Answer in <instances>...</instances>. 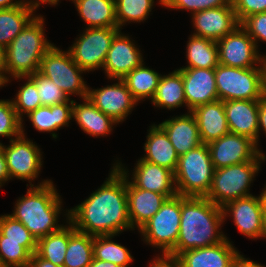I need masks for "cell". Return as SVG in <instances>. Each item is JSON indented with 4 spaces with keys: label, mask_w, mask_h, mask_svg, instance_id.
Listing matches in <instances>:
<instances>
[{
    "label": "cell",
    "mask_w": 266,
    "mask_h": 267,
    "mask_svg": "<svg viewBox=\"0 0 266 267\" xmlns=\"http://www.w3.org/2000/svg\"><path fill=\"white\" fill-rule=\"evenodd\" d=\"M107 180L84 200L65 214L80 232L92 236L118 235L133 230L127 206V176L115 165Z\"/></svg>",
    "instance_id": "obj_1"
},
{
    "label": "cell",
    "mask_w": 266,
    "mask_h": 267,
    "mask_svg": "<svg viewBox=\"0 0 266 267\" xmlns=\"http://www.w3.org/2000/svg\"><path fill=\"white\" fill-rule=\"evenodd\" d=\"M223 210L205 197L181 196L180 230L175 247L167 254L181 253L219 244L226 239L221 230Z\"/></svg>",
    "instance_id": "obj_2"
},
{
    "label": "cell",
    "mask_w": 266,
    "mask_h": 267,
    "mask_svg": "<svg viewBox=\"0 0 266 267\" xmlns=\"http://www.w3.org/2000/svg\"><path fill=\"white\" fill-rule=\"evenodd\" d=\"M56 190L53 182L47 179L37 186H30L26 195L16 201L13 213L9 214L20 221L36 240L65 226L58 224L62 199Z\"/></svg>",
    "instance_id": "obj_3"
},
{
    "label": "cell",
    "mask_w": 266,
    "mask_h": 267,
    "mask_svg": "<svg viewBox=\"0 0 266 267\" xmlns=\"http://www.w3.org/2000/svg\"><path fill=\"white\" fill-rule=\"evenodd\" d=\"M44 33V18L36 15L4 49L6 83L10 81L9 76L27 77L39 71L43 56L54 45L45 38Z\"/></svg>",
    "instance_id": "obj_4"
},
{
    "label": "cell",
    "mask_w": 266,
    "mask_h": 267,
    "mask_svg": "<svg viewBox=\"0 0 266 267\" xmlns=\"http://www.w3.org/2000/svg\"><path fill=\"white\" fill-rule=\"evenodd\" d=\"M214 172L207 144L180 155L174 172L177 195L205 197L210 190Z\"/></svg>",
    "instance_id": "obj_5"
},
{
    "label": "cell",
    "mask_w": 266,
    "mask_h": 267,
    "mask_svg": "<svg viewBox=\"0 0 266 267\" xmlns=\"http://www.w3.org/2000/svg\"><path fill=\"white\" fill-rule=\"evenodd\" d=\"M261 163L262 161H246L215 169L210 190L205 198L222 208L231 201L252 195L249 187L260 170Z\"/></svg>",
    "instance_id": "obj_6"
},
{
    "label": "cell",
    "mask_w": 266,
    "mask_h": 267,
    "mask_svg": "<svg viewBox=\"0 0 266 267\" xmlns=\"http://www.w3.org/2000/svg\"><path fill=\"white\" fill-rule=\"evenodd\" d=\"M215 79L221 101L259 100L266 93L261 67L237 68L218 64Z\"/></svg>",
    "instance_id": "obj_7"
},
{
    "label": "cell",
    "mask_w": 266,
    "mask_h": 267,
    "mask_svg": "<svg viewBox=\"0 0 266 267\" xmlns=\"http://www.w3.org/2000/svg\"><path fill=\"white\" fill-rule=\"evenodd\" d=\"M181 195L168 198L160 210L151 217L138 231L145 243L161 248L162 255H167L176 245L180 230Z\"/></svg>",
    "instance_id": "obj_8"
},
{
    "label": "cell",
    "mask_w": 266,
    "mask_h": 267,
    "mask_svg": "<svg viewBox=\"0 0 266 267\" xmlns=\"http://www.w3.org/2000/svg\"><path fill=\"white\" fill-rule=\"evenodd\" d=\"M39 72L53 81L65 94L87 98L88 85L81 74L86 73L72 59L69 51H62L55 45L43 56Z\"/></svg>",
    "instance_id": "obj_9"
},
{
    "label": "cell",
    "mask_w": 266,
    "mask_h": 267,
    "mask_svg": "<svg viewBox=\"0 0 266 267\" xmlns=\"http://www.w3.org/2000/svg\"><path fill=\"white\" fill-rule=\"evenodd\" d=\"M119 31L117 27L86 28L68 49L73 61L87 72L103 68L112 40Z\"/></svg>",
    "instance_id": "obj_10"
},
{
    "label": "cell",
    "mask_w": 266,
    "mask_h": 267,
    "mask_svg": "<svg viewBox=\"0 0 266 267\" xmlns=\"http://www.w3.org/2000/svg\"><path fill=\"white\" fill-rule=\"evenodd\" d=\"M215 169L241 164L246 161H264L266 156L248 137L227 133L207 144Z\"/></svg>",
    "instance_id": "obj_11"
},
{
    "label": "cell",
    "mask_w": 266,
    "mask_h": 267,
    "mask_svg": "<svg viewBox=\"0 0 266 267\" xmlns=\"http://www.w3.org/2000/svg\"><path fill=\"white\" fill-rule=\"evenodd\" d=\"M22 125V134L10 140V145H3L10 179L28 180L31 183L38 177L42 167L40 148L30 139H26Z\"/></svg>",
    "instance_id": "obj_12"
},
{
    "label": "cell",
    "mask_w": 266,
    "mask_h": 267,
    "mask_svg": "<svg viewBox=\"0 0 266 267\" xmlns=\"http://www.w3.org/2000/svg\"><path fill=\"white\" fill-rule=\"evenodd\" d=\"M217 48L219 64L237 68L261 67V54L254 40L241 25L218 40Z\"/></svg>",
    "instance_id": "obj_13"
},
{
    "label": "cell",
    "mask_w": 266,
    "mask_h": 267,
    "mask_svg": "<svg viewBox=\"0 0 266 267\" xmlns=\"http://www.w3.org/2000/svg\"><path fill=\"white\" fill-rule=\"evenodd\" d=\"M99 89L88 88L87 98L104 114L118 124L131 113L137 101L122 79Z\"/></svg>",
    "instance_id": "obj_14"
},
{
    "label": "cell",
    "mask_w": 266,
    "mask_h": 267,
    "mask_svg": "<svg viewBox=\"0 0 266 267\" xmlns=\"http://www.w3.org/2000/svg\"><path fill=\"white\" fill-rule=\"evenodd\" d=\"M186 107L189 112L200 105L218 101L215 68H180Z\"/></svg>",
    "instance_id": "obj_15"
},
{
    "label": "cell",
    "mask_w": 266,
    "mask_h": 267,
    "mask_svg": "<svg viewBox=\"0 0 266 267\" xmlns=\"http://www.w3.org/2000/svg\"><path fill=\"white\" fill-rule=\"evenodd\" d=\"M224 219L233 217L240 233L249 239L262 238L263 205L260 196L249 195L231 201L222 207Z\"/></svg>",
    "instance_id": "obj_16"
},
{
    "label": "cell",
    "mask_w": 266,
    "mask_h": 267,
    "mask_svg": "<svg viewBox=\"0 0 266 267\" xmlns=\"http://www.w3.org/2000/svg\"><path fill=\"white\" fill-rule=\"evenodd\" d=\"M130 39L121 30L113 38L102 68L108 78L123 79L144 62L139 48Z\"/></svg>",
    "instance_id": "obj_17"
},
{
    "label": "cell",
    "mask_w": 266,
    "mask_h": 267,
    "mask_svg": "<svg viewBox=\"0 0 266 267\" xmlns=\"http://www.w3.org/2000/svg\"><path fill=\"white\" fill-rule=\"evenodd\" d=\"M127 176V206L128 216L132 229L138 230L153 217L168 199L164 194H160L145 189L136 188L129 181V171H126L120 162L115 164Z\"/></svg>",
    "instance_id": "obj_18"
},
{
    "label": "cell",
    "mask_w": 266,
    "mask_h": 267,
    "mask_svg": "<svg viewBox=\"0 0 266 267\" xmlns=\"http://www.w3.org/2000/svg\"><path fill=\"white\" fill-rule=\"evenodd\" d=\"M191 16L195 28L193 35L216 42L240 25L232 5L201 10Z\"/></svg>",
    "instance_id": "obj_19"
},
{
    "label": "cell",
    "mask_w": 266,
    "mask_h": 267,
    "mask_svg": "<svg viewBox=\"0 0 266 267\" xmlns=\"http://www.w3.org/2000/svg\"><path fill=\"white\" fill-rule=\"evenodd\" d=\"M132 176L130 182L136 188L164 194L168 198L177 195L174 172L165 167L149 163L140 158Z\"/></svg>",
    "instance_id": "obj_20"
},
{
    "label": "cell",
    "mask_w": 266,
    "mask_h": 267,
    "mask_svg": "<svg viewBox=\"0 0 266 267\" xmlns=\"http://www.w3.org/2000/svg\"><path fill=\"white\" fill-rule=\"evenodd\" d=\"M224 108L229 131L258 145V100H228Z\"/></svg>",
    "instance_id": "obj_21"
},
{
    "label": "cell",
    "mask_w": 266,
    "mask_h": 267,
    "mask_svg": "<svg viewBox=\"0 0 266 267\" xmlns=\"http://www.w3.org/2000/svg\"><path fill=\"white\" fill-rule=\"evenodd\" d=\"M238 253L239 251L226 237L219 244L187 250L177 259L183 267H229Z\"/></svg>",
    "instance_id": "obj_22"
},
{
    "label": "cell",
    "mask_w": 266,
    "mask_h": 267,
    "mask_svg": "<svg viewBox=\"0 0 266 267\" xmlns=\"http://www.w3.org/2000/svg\"><path fill=\"white\" fill-rule=\"evenodd\" d=\"M191 113L196 119L200 139L203 144H209L230 132L224 101L218 100L200 105L193 109Z\"/></svg>",
    "instance_id": "obj_23"
},
{
    "label": "cell",
    "mask_w": 266,
    "mask_h": 267,
    "mask_svg": "<svg viewBox=\"0 0 266 267\" xmlns=\"http://www.w3.org/2000/svg\"><path fill=\"white\" fill-rule=\"evenodd\" d=\"M159 126L166 132L179 156L203 144L191 112L165 120Z\"/></svg>",
    "instance_id": "obj_24"
},
{
    "label": "cell",
    "mask_w": 266,
    "mask_h": 267,
    "mask_svg": "<svg viewBox=\"0 0 266 267\" xmlns=\"http://www.w3.org/2000/svg\"><path fill=\"white\" fill-rule=\"evenodd\" d=\"M146 137L147 140L144 144L146 155L141 159L175 172L179 155L166 132L159 125L154 124L149 128Z\"/></svg>",
    "instance_id": "obj_25"
},
{
    "label": "cell",
    "mask_w": 266,
    "mask_h": 267,
    "mask_svg": "<svg viewBox=\"0 0 266 267\" xmlns=\"http://www.w3.org/2000/svg\"><path fill=\"white\" fill-rule=\"evenodd\" d=\"M73 114V100L51 106H41L30 112L27 117L33 127L39 132H52V137L56 139L58 134L54 131L61 127L69 126Z\"/></svg>",
    "instance_id": "obj_26"
},
{
    "label": "cell",
    "mask_w": 266,
    "mask_h": 267,
    "mask_svg": "<svg viewBox=\"0 0 266 267\" xmlns=\"http://www.w3.org/2000/svg\"><path fill=\"white\" fill-rule=\"evenodd\" d=\"M79 127L90 136H106L117 124L111 117L101 112L88 98L83 99L82 104H76L73 100V114Z\"/></svg>",
    "instance_id": "obj_27"
},
{
    "label": "cell",
    "mask_w": 266,
    "mask_h": 267,
    "mask_svg": "<svg viewBox=\"0 0 266 267\" xmlns=\"http://www.w3.org/2000/svg\"><path fill=\"white\" fill-rule=\"evenodd\" d=\"M86 28L117 27L115 0H71Z\"/></svg>",
    "instance_id": "obj_28"
},
{
    "label": "cell",
    "mask_w": 266,
    "mask_h": 267,
    "mask_svg": "<svg viewBox=\"0 0 266 267\" xmlns=\"http://www.w3.org/2000/svg\"><path fill=\"white\" fill-rule=\"evenodd\" d=\"M152 104L158 108L176 109L186 106L182 73L177 69L160 78Z\"/></svg>",
    "instance_id": "obj_29"
},
{
    "label": "cell",
    "mask_w": 266,
    "mask_h": 267,
    "mask_svg": "<svg viewBox=\"0 0 266 267\" xmlns=\"http://www.w3.org/2000/svg\"><path fill=\"white\" fill-rule=\"evenodd\" d=\"M68 246L63 267H89L93 254V236L80 232L67 221Z\"/></svg>",
    "instance_id": "obj_30"
},
{
    "label": "cell",
    "mask_w": 266,
    "mask_h": 267,
    "mask_svg": "<svg viewBox=\"0 0 266 267\" xmlns=\"http://www.w3.org/2000/svg\"><path fill=\"white\" fill-rule=\"evenodd\" d=\"M33 6L0 9V46L5 49L35 17Z\"/></svg>",
    "instance_id": "obj_31"
},
{
    "label": "cell",
    "mask_w": 266,
    "mask_h": 267,
    "mask_svg": "<svg viewBox=\"0 0 266 267\" xmlns=\"http://www.w3.org/2000/svg\"><path fill=\"white\" fill-rule=\"evenodd\" d=\"M186 49V58L189 65L181 68L211 69L219 64L216 41L191 35Z\"/></svg>",
    "instance_id": "obj_32"
},
{
    "label": "cell",
    "mask_w": 266,
    "mask_h": 267,
    "mask_svg": "<svg viewBox=\"0 0 266 267\" xmlns=\"http://www.w3.org/2000/svg\"><path fill=\"white\" fill-rule=\"evenodd\" d=\"M161 76V74L149 67L147 68L144 63H142L129 72L122 80L132 93L134 99L139 102L145 98L152 100Z\"/></svg>",
    "instance_id": "obj_33"
},
{
    "label": "cell",
    "mask_w": 266,
    "mask_h": 267,
    "mask_svg": "<svg viewBox=\"0 0 266 267\" xmlns=\"http://www.w3.org/2000/svg\"><path fill=\"white\" fill-rule=\"evenodd\" d=\"M68 246V226L37 240L36 254L54 265L63 267Z\"/></svg>",
    "instance_id": "obj_34"
},
{
    "label": "cell",
    "mask_w": 266,
    "mask_h": 267,
    "mask_svg": "<svg viewBox=\"0 0 266 267\" xmlns=\"http://www.w3.org/2000/svg\"><path fill=\"white\" fill-rule=\"evenodd\" d=\"M114 236L116 235L93 236L94 258L128 267L133 261V256L127 248L111 240Z\"/></svg>",
    "instance_id": "obj_35"
},
{
    "label": "cell",
    "mask_w": 266,
    "mask_h": 267,
    "mask_svg": "<svg viewBox=\"0 0 266 267\" xmlns=\"http://www.w3.org/2000/svg\"><path fill=\"white\" fill-rule=\"evenodd\" d=\"M36 249L37 242L4 241V236L0 233V257L6 267H28Z\"/></svg>",
    "instance_id": "obj_36"
},
{
    "label": "cell",
    "mask_w": 266,
    "mask_h": 267,
    "mask_svg": "<svg viewBox=\"0 0 266 267\" xmlns=\"http://www.w3.org/2000/svg\"><path fill=\"white\" fill-rule=\"evenodd\" d=\"M154 0H115L117 28L131 22H143L147 20Z\"/></svg>",
    "instance_id": "obj_37"
},
{
    "label": "cell",
    "mask_w": 266,
    "mask_h": 267,
    "mask_svg": "<svg viewBox=\"0 0 266 267\" xmlns=\"http://www.w3.org/2000/svg\"><path fill=\"white\" fill-rule=\"evenodd\" d=\"M15 79H27V82L24 83V86L18 90L16 98L12 100L14 109L22 120L23 125V114L28 115L30 112L36 110L38 107H41V99L38 95L36 88V83L29 77H15Z\"/></svg>",
    "instance_id": "obj_38"
},
{
    "label": "cell",
    "mask_w": 266,
    "mask_h": 267,
    "mask_svg": "<svg viewBox=\"0 0 266 267\" xmlns=\"http://www.w3.org/2000/svg\"><path fill=\"white\" fill-rule=\"evenodd\" d=\"M29 77L36 83L42 106L58 105L70 100L63 90L39 71Z\"/></svg>",
    "instance_id": "obj_39"
},
{
    "label": "cell",
    "mask_w": 266,
    "mask_h": 267,
    "mask_svg": "<svg viewBox=\"0 0 266 267\" xmlns=\"http://www.w3.org/2000/svg\"><path fill=\"white\" fill-rule=\"evenodd\" d=\"M21 134L22 120L17 115L12 100H0V136L12 140Z\"/></svg>",
    "instance_id": "obj_40"
},
{
    "label": "cell",
    "mask_w": 266,
    "mask_h": 267,
    "mask_svg": "<svg viewBox=\"0 0 266 267\" xmlns=\"http://www.w3.org/2000/svg\"><path fill=\"white\" fill-rule=\"evenodd\" d=\"M0 233L4 236V241L37 242L31 232L9 214L0 216Z\"/></svg>",
    "instance_id": "obj_41"
},
{
    "label": "cell",
    "mask_w": 266,
    "mask_h": 267,
    "mask_svg": "<svg viewBox=\"0 0 266 267\" xmlns=\"http://www.w3.org/2000/svg\"><path fill=\"white\" fill-rule=\"evenodd\" d=\"M159 4L169 9L189 10L191 14L205 9L232 5L231 0H159Z\"/></svg>",
    "instance_id": "obj_42"
},
{
    "label": "cell",
    "mask_w": 266,
    "mask_h": 267,
    "mask_svg": "<svg viewBox=\"0 0 266 267\" xmlns=\"http://www.w3.org/2000/svg\"><path fill=\"white\" fill-rule=\"evenodd\" d=\"M240 25L254 40L257 48L258 41L266 42V12L248 16Z\"/></svg>",
    "instance_id": "obj_43"
},
{
    "label": "cell",
    "mask_w": 266,
    "mask_h": 267,
    "mask_svg": "<svg viewBox=\"0 0 266 267\" xmlns=\"http://www.w3.org/2000/svg\"><path fill=\"white\" fill-rule=\"evenodd\" d=\"M231 3L240 24L248 16L266 12V0H231Z\"/></svg>",
    "instance_id": "obj_44"
},
{
    "label": "cell",
    "mask_w": 266,
    "mask_h": 267,
    "mask_svg": "<svg viewBox=\"0 0 266 267\" xmlns=\"http://www.w3.org/2000/svg\"><path fill=\"white\" fill-rule=\"evenodd\" d=\"M162 256V258L160 257ZM151 261L150 267H183L182 263L174 257L168 255H160Z\"/></svg>",
    "instance_id": "obj_45"
},
{
    "label": "cell",
    "mask_w": 266,
    "mask_h": 267,
    "mask_svg": "<svg viewBox=\"0 0 266 267\" xmlns=\"http://www.w3.org/2000/svg\"><path fill=\"white\" fill-rule=\"evenodd\" d=\"M262 129L266 134V93L258 100V141Z\"/></svg>",
    "instance_id": "obj_46"
},
{
    "label": "cell",
    "mask_w": 266,
    "mask_h": 267,
    "mask_svg": "<svg viewBox=\"0 0 266 267\" xmlns=\"http://www.w3.org/2000/svg\"><path fill=\"white\" fill-rule=\"evenodd\" d=\"M8 180H10V177L7 168L6 157L3 150V144L0 143V187H2V184Z\"/></svg>",
    "instance_id": "obj_47"
},
{
    "label": "cell",
    "mask_w": 266,
    "mask_h": 267,
    "mask_svg": "<svg viewBox=\"0 0 266 267\" xmlns=\"http://www.w3.org/2000/svg\"><path fill=\"white\" fill-rule=\"evenodd\" d=\"M229 267H265L262 264H258L248 258L243 257L240 253L233 259Z\"/></svg>",
    "instance_id": "obj_48"
},
{
    "label": "cell",
    "mask_w": 266,
    "mask_h": 267,
    "mask_svg": "<svg viewBox=\"0 0 266 267\" xmlns=\"http://www.w3.org/2000/svg\"><path fill=\"white\" fill-rule=\"evenodd\" d=\"M28 267H59L52 262L39 257L36 253L31 255Z\"/></svg>",
    "instance_id": "obj_49"
},
{
    "label": "cell",
    "mask_w": 266,
    "mask_h": 267,
    "mask_svg": "<svg viewBox=\"0 0 266 267\" xmlns=\"http://www.w3.org/2000/svg\"><path fill=\"white\" fill-rule=\"evenodd\" d=\"M0 0V9H5V8H14L17 6H31L30 1L26 0Z\"/></svg>",
    "instance_id": "obj_50"
},
{
    "label": "cell",
    "mask_w": 266,
    "mask_h": 267,
    "mask_svg": "<svg viewBox=\"0 0 266 267\" xmlns=\"http://www.w3.org/2000/svg\"><path fill=\"white\" fill-rule=\"evenodd\" d=\"M89 267H121V266L114 264L112 262L102 261V260L93 258Z\"/></svg>",
    "instance_id": "obj_51"
},
{
    "label": "cell",
    "mask_w": 266,
    "mask_h": 267,
    "mask_svg": "<svg viewBox=\"0 0 266 267\" xmlns=\"http://www.w3.org/2000/svg\"><path fill=\"white\" fill-rule=\"evenodd\" d=\"M29 1V0H28ZM59 0H30V5L35 7L36 9L39 7L40 4H49V5H55L58 4Z\"/></svg>",
    "instance_id": "obj_52"
},
{
    "label": "cell",
    "mask_w": 266,
    "mask_h": 267,
    "mask_svg": "<svg viewBox=\"0 0 266 267\" xmlns=\"http://www.w3.org/2000/svg\"><path fill=\"white\" fill-rule=\"evenodd\" d=\"M260 66L262 69L263 83H264V87L266 90V56L265 55L264 56L261 55Z\"/></svg>",
    "instance_id": "obj_53"
},
{
    "label": "cell",
    "mask_w": 266,
    "mask_h": 267,
    "mask_svg": "<svg viewBox=\"0 0 266 267\" xmlns=\"http://www.w3.org/2000/svg\"><path fill=\"white\" fill-rule=\"evenodd\" d=\"M0 76L4 79V49L0 46Z\"/></svg>",
    "instance_id": "obj_54"
},
{
    "label": "cell",
    "mask_w": 266,
    "mask_h": 267,
    "mask_svg": "<svg viewBox=\"0 0 266 267\" xmlns=\"http://www.w3.org/2000/svg\"><path fill=\"white\" fill-rule=\"evenodd\" d=\"M262 237L266 238V209L263 210L262 214Z\"/></svg>",
    "instance_id": "obj_55"
},
{
    "label": "cell",
    "mask_w": 266,
    "mask_h": 267,
    "mask_svg": "<svg viewBox=\"0 0 266 267\" xmlns=\"http://www.w3.org/2000/svg\"><path fill=\"white\" fill-rule=\"evenodd\" d=\"M260 197H261V200H262V205H263V208L266 209V186L265 188H263L262 192H260Z\"/></svg>",
    "instance_id": "obj_56"
},
{
    "label": "cell",
    "mask_w": 266,
    "mask_h": 267,
    "mask_svg": "<svg viewBox=\"0 0 266 267\" xmlns=\"http://www.w3.org/2000/svg\"><path fill=\"white\" fill-rule=\"evenodd\" d=\"M6 84V82L4 81V79L0 76V88L2 86H4Z\"/></svg>",
    "instance_id": "obj_57"
},
{
    "label": "cell",
    "mask_w": 266,
    "mask_h": 267,
    "mask_svg": "<svg viewBox=\"0 0 266 267\" xmlns=\"http://www.w3.org/2000/svg\"><path fill=\"white\" fill-rule=\"evenodd\" d=\"M0 267H6L2 261V258L0 257Z\"/></svg>",
    "instance_id": "obj_58"
}]
</instances>
